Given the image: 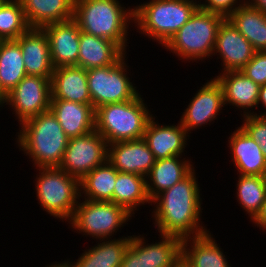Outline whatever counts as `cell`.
<instances>
[{"label": "cell", "instance_id": "cell-1", "mask_svg": "<svg viewBox=\"0 0 266 267\" xmlns=\"http://www.w3.org/2000/svg\"><path fill=\"white\" fill-rule=\"evenodd\" d=\"M195 170L151 201L153 227L161 235L185 239L209 232L201 221L203 200Z\"/></svg>", "mask_w": 266, "mask_h": 267}, {"label": "cell", "instance_id": "cell-2", "mask_svg": "<svg viewBox=\"0 0 266 267\" xmlns=\"http://www.w3.org/2000/svg\"><path fill=\"white\" fill-rule=\"evenodd\" d=\"M119 0H75L73 20L80 30L115 42L125 53L129 25L134 24V8ZM128 33V34H127Z\"/></svg>", "mask_w": 266, "mask_h": 267}, {"label": "cell", "instance_id": "cell-3", "mask_svg": "<svg viewBox=\"0 0 266 267\" xmlns=\"http://www.w3.org/2000/svg\"><path fill=\"white\" fill-rule=\"evenodd\" d=\"M20 127L15 144L33 161V166L58 167L69 138L51 110L27 120Z\"/></svg>", "mask_w": 266, "mask_h": 267}, {"label": "cell", "instance_id": "cell-4", "mask_svg": "<svg viewBox=\"0 0 266 267\" xmlns=\"http://www.w3.org/2000/svg\"><path fill=\"white\" fill-rule=\"evenodd\" d=\"M198 0H149L134 6L136 32L163 47L199 7Z\"/></svg>", "mask_w": 266, "mask_h": 267}, {"label": "cell", "instance_id": "cell-5", "mask_svg": "<svg viewBox=\"0 0 266 267\" xmlns=\"http://www.w3.org/2000/svg\"><path fill=\"white\" fill-rule=\"evenodd\" d=\"M142 96L139 94L133 100L105 104L95 109V131L108 144L143 138L153 114Z\"/></svg>", "mask_w": 266, "mask_h": 267}, {"label": "cell", "instance_id": "cell-6", "mask_svg": "<svg viewBox=\"0 0 266 267\" xmlns=\"http://www.w3.org/2000/svg\"><path fill=\"white\" fill-rule=\"evenodd\" d=\"M226 17L199 7L164 45L181 60L196 62L212 57L219 27ZM190 60V61H189Z\"/></svg>", "mask_w": 266, "mask_h": 267}, {"label": "cell", "instance_id": "cell-7", "mask_svg": "<svg viewBox=\"0 0 266 267\" xmlns=\"http://www.w3.org/2000/svg\"><path fill=\"white\" fill-rule=\"evenodd\" d=\"M38 204L55 219L70 222L80 199V181L58 167L35 168Z\"/></svg>", "mask_w": 266, "mask_h": 267}, {"label": "cell", "instance_id": "cell-8", "mask_svg": "<svg viewBox=\"0 0 266 267\" xmlns=\"http://www.w3.org/2000/svg\"><path fill=\"white\" fill-rule=\"evenodd\" d=\"M69 224L74 232L92 239H112L133 215L124 207L110 201L79 199ZM76 230V231H75ZM83 232V233H82Z\"/></svg>", "mask_w": 266, "mask_h": 267}, {"label": "cell", "instance_id": "cell-9", "mask_svg": "<svg viewBox=\"0 0 266 267\" xmlns=\"http://www.w3.org/2000/svg\"><path fill=\"white\" fill-rule=\"evenodd\" d=\"M125 54L114 65L86 70L87 84L94 109L105 104L135 99L140 93L129 77Z\"/></svg>", "mask_w": 266, "mask_h": 267}, {"label": "cell", "instance_id": "cell-10", "mask_svg": "<svg viewBox=\"0 0 266 267\" xmlns=\"http://www.w3.org/2000/svg\"><path fill=\"white\" fill-rule=\"evenodd\" d=\"M158 236L159 242L146 243L145 236L132 235L120 267H178L181 264L182 239L171 235Z\"/></svg>", "mask_w": 266, "mask_h": 267}, {"label": "cell", "instance_id": "cell-11", "mask_svg": "<svg viewBox=\"0 0 266 267\" xmlns=\"http://www.w3.org/2000/svg\"><path fill=\"white\" fill-rule=\"evenodd\" d=\"M108 160V143L93 130L68 140L67 148L58 168L79 181L94 168Z\"/></svg>", "mask_w": 266, "mask_h": 267}, {"label": "cell", "instance_id": "cell-12", "mask_svg": "<svg viewBox=\"0 0 266 267\" xmlns=\"http://www.w3.org/2000/svg\"><path fill=\"white\" fill-rule=\"evenodd\" d=\"M51 82L47 77L26 75L8 94L6 105L13 109L21 126L27 120L50 110Z\"/></svg>", "mask_w": 266, "mask_h": 267}, {"label": "cell", "instance_id": "cell-13", "mask_svg": "<svg viewBox=\"0 0 266 267\" xmlns=\"http://www.w3.org/2000/svg\"><path fill=\"white\" fill-rule=\"evenodd\" d=\"M201 85L182 112L179 121L188 134L202 126L205 127L204 125L210 126V123L215 122L218 115L225 110L223 91L218 81L213 77Z\"/></svg>", "mask_w": 266, "mask_h": 267}, {"label": "cell", "instance_id": "cell-14", "mask_svg": "<svg viewBox=\"0 0 266 267\" xmlns=\"http://www.w3.org/2000/svg\"><path fill=\"white\" fill-rule=\"evenodd\" d=\"M255 52L252 44L225 18L219 27L212 54L220 56H217V59H221L220 73L241 71Z\"/></svg>", "mask_w": 266, "mask_h": 267}, {"label": "cell", "instance_id": "cell-15", "mask_svg": "<svg viewBox=\"0 0 266 267\" xmlns=\"http://www.w3.org/2000/svg\"><path fill=\"white\" fill-rule=\"evenodd\" d=\"M155 115L151 117L146 125L143 139L156 160L183 156L190 135L180 124L165 125L157 122Z\"/></svg>", "mask_w": 266, "mask_h": 267}, {"label": "cell", "instance_id": "cell-16", "mask_svg": "<svg viewBox=\"0 0 266 267\" xmlns=\"http://www.w3.org/2000/svg\"><path fill=\"white\" fill-rule=\"evenodd\" d=\"M108 161L118 172L146 177L156 159L142 138L108 144Z\"/></svg>", "mask_w": 266, "mask_h": 267}, {"label": "cell", "instance_id": "cell-17", "mask_svg": "<svg viewBox=\"0 0 266 267\" xmlns=\"http://www.w3.org/2000/svg\"><path fill=\"white\" fill-rule=\"evenodd\" d=\"M50 45L54 68L77 65L81 30L73 20L53 23L43 27Z\"/></svg>", "mask_w": 266, "mask_h": 267}, {"label": "cell", "instance_id": "cell-18", "mask_svg": "<svg viewBox=\"0 0 266 267\" xmlns=\"http://www.w3.org/2000/svg\"><path fill=\"white\" fill-rule=\"evenodd\" d=\"M16 41L20 44L26 74L51 79L54 67L43 28H29Z\"/></svg>", "mask_w": 266, "mask_h": 267}, {"label": "cell", "instance_id": "cell-19", "mask_svg": "<svg viewBox=\"0 0 266 267\" xmlns=\"http://www.w3.org/2000/svg\"><path fill=\"white\" fill-rule=\"evenodd\" d=\"M220 84L224 104L237 107L241 116L253 115L257 108L260 85L248 78L242 71L223 72L215 76ZM252 108V109H251ZM252 111V112H251Z\"/></svg>", "mask_w": 266, "mask_h": 267}, {"label": "cell", "instance_id": "cell-20", "mask_svg": "<svg viewBox=\"0 0 266 267\" xmlns=\"http://www.w3.org/2000/svg\"><path fill=\"white\" fill-rule=\"evenodd\" d=\"M228 139L237 175L266 176V158L254 139L239 126Z\"/></svg>", "mask_w": 266, "mask_h": 267}, {"label": "cell", "instance_id": "cell-21", "mask_svg": "<svg viewBox=\"0 0 266 267\" xmlns=\"http://www.w3.org/2000/svg\"><path fill=\"white\" fill-rule=\"evenodd\" d=\"M211 232L182 239L181 264L184 267H231Z\"/></svg>", "mask_w": 266, "mask_h": 267}, {"label": "cell", "instance_id": "cell-22", "mask_svg": "<svg viewBox=\"0 0 266 267\" xmlns=\"http://www.w3.org/2000/svg\"><path fill=\"white\" fill-rule=\"evenodd\" d=\"M50 110L69 139L95 130V109L92 104L51 99Z\"/></svg>", "mask_w": 266, "mask_h": 267}, {"label": "cell", "instance_id": "cell-23", "mask_svg": "<svg viewBox=\"0 0 266 267\" xmlns=\"http://www.w3.org/2000/svg\"><path fill=\"white\" fill-rule=\"evenodd\" d=\"M50 82L51 99L92 104L86 69L76 65L54 68Z\"/></svg>", "mask_w": 266, "mask_h": 267}, {"label": "cell", "instance_id": "cell-24", "mask_svg": "<svg viewBox=\"0 0 266 267\" xmlns=\"http://www.w3.org/2000/svg\"><path fill=\"white\" fill-rule=\"evenodd\" d=\"M181 157L184 156H174L155 161L146 176L147 194L151 201L158 194L173 187L195 168L191 159H182Z\"/></svg>", "mask_w": 266, "mask_h": 267}, {"label": "cell", "instance_id": "cell-25", "mask_svg": "<svg viewBox=\"0 0 266 267\" xmlns=\"http://www.w3.org/2000/svg\"><path fill=\"white\" fill-rule=\"evenodd\" d=\"M126 53L113 41L81 31L76 66L86 70L114 65Z\"/></svg>", "mask_w": 266, "mask_h": 267}, {"label": "cell", "instance_id": "cell-26", "mask_svg": "<svg viewBox=\"0 0 266 267\" xmlns=\"http://www.w3.org/2000/svg\"><path fill=\"white\" fill-rule=\"evenodd\" d=\"M30 28L73 19L75 0H20Z\"/></svg>", "mask_w": 266, "mask_h": 267}, {"label": "cell", "instance_id": "cell-27", "mask_svg": "<svg viewBox=\"0 0 266 267\" xmlns=\"http://www.w3.org/2000/svg\"><path fill=\"white\" fill-rule=\"evenodd\" d=\"M131 237L98 240L96 245L80 253L76 262L71 263L74 267H120Z\"/></svg>", "mask_w": 266, "mask_h": 267}, {"label": "cell", "instance_id": "cell-28", "mask_svg": "<svg viewBox=\"0 0 266 267\" xmlns=\"http://www.w3.org/2000/svg\"><path fill=\"white\" fill-rule=\"evenodd\" d=\"M255 51H266V13L244 2L228 17Z\"/></svg>", "mask_w": 266, "mask_h": 267}, {"label": "cell", "instance_id": "cell-29", "mask_svg": "<svg viewBox=\"0 0 266 267\" xmlns=\"http://www.w3.org/2000/svg\"><path fill=\"white\" fill-rule=\"evenodd\" d=\"M112 202L124 207L134 216L140 205L150 204L147 194L146 177L134 173L117 171Z\"/></svg>", "mask_w": 266, "mask_h": 267}, {"label": "cell", "instance_id": "cell-30", "mask_svg": "<svg viewBox=\"0 0 266 267\" xmlns=\"http://www.w3.org/2000/svg\"><path fill=\"white\" fill-rule=\"evenodd\" d=\"M117 170L107 160L80 180V198L112 202Z\"/></svg>", "mask_w": 266, "mask_h": 267}, {"label": "cell", "instance_id": "cell-31", "mask_svg": "<svg viewBox=\"0 0 266 267\" xmlns=\"http://www.w3.org/2000/svg\"><path fill=\"white\" fill-rule=\"evenodd\" d=\"M20 44L16 40L0 41V84L8 94L25 76Z\"/></svg>", "mask_w": 266, "mask_h": 267}, {"label": "cell", "instance_id": "cell-32", "mask_svg": "<svg viewBox=\"0 0 266 267\" xmlns=\"http://www.w3.org/2000/svg\"><path fill=\"white\" fill-rule=\"evenodd\" d=\"M236 197L250 221L260 211L266 198V176L238 175Z\"/></svg>", "mask_w": 266, "mask_h": 267}, {"label": "cell", "instance_id": "cell-33", "mask_svg": "<svg viewBox=\"0 0 266 267\" xmlns=\"http://www.w3.org/2000/svg\"><path fill=\"white\" fill-rule=\"evenodd\" d=\"M30 26L20 0H6L0 7V41L16 40Z\"/></svg>", "mask_w": 266, "mask_h": 267}, {"label": "cell", "instance_id": "cell-34", "mask_svg": "<svg viewBox=\"0 0 266 267\" xmlns=\"http://www.w3.org/2000/svg\"><path fill=\"white\" fill-rule=\"evenodd\" d=\"M241 128L261 147L266 158V116L245 115Z\"/></svg>", "mask_w": 266, "mask_h": 267}, {"label": "cell", "instance_id": "cell-35", "mask_svg": "<svg viewBox=\"0 0 266 267\" xmlns=\"http://www.w3.org/2000/svg\"><path fill=\"white\" fill-rule=\"evenodd\" d=\"M241 71L260 86L266 84V51H256Z\"/></svg>", "mask_w": 266, "mask_h": 267}, {"label": "cell", "instance_id": "cell-36", "mask_svg": "<svg viewBox=\"0 0 266 267\" xmlns=\"http://www.w3.org/2000/svg\"><path fill=\"white\" fill-rule=\"evenodd\" d=\"M199 0V8L208 12L219 13L226 18L237 8L240 7L245 0Z\"/></svg>", "mask_w": 266, "mask_h": 267}, {"label": "cell", "instance_id": "cell-37", "mask_svg": "<svg viewBox=\"0 0 266 267\" xmlns=\"http://www.w3.org/2000/svg\"><path fill=\"white\" fill-rule=\"evenodd\" d=\"M250 222H252L254 225L256 224L259 229L261 228V230L266 232V198L263 205L261 206L260 211Z\"/></svg>", "mask_w": 266, "mask_h": 267}, {"label": "cell", "instance_id": "cell-38", "mask_svg": "<svg viewBox=\"0 0 266 267\" xmlns=\"http://www.w3.org/2000/svg\"><path fill=\"white\" fill-rule=\"evenodd\" d=\"M262 107L265 108V112L263 113H254V115H257V116H266V84H263L260 86V90H259V97H258V101H257V110H258V107H260V105ZM259 105V106H258Z\"/></svg>", "mask_w": 266, "mask_h": 267}, {"label": "cell", "instance_id": "cell-39", "mask_svg": "<svg viewBox=\"0 0 266 267\" xmlns=\"http://www.w3.org/2000/svg\"><path fill=\"white\" fill-rule=\"evenodd\" d=\"M245 2L266 13V0H245Z\"/></svg>", "mask_w": 266, "mask_h": 267}, {"label": "cell", "instance_id": "cell-40", "mask_svg": "<svg viewBox=\"0 0 266 267\" xmlns=\"http://www.w3.org/2000/svg\"><path fill=\"white\" fill-rule=\"evenodd\" d=\"M45 267H74L73 264L71 263L70 259L68 260H64V261H60V262H54L48 266Z\"/></svg>", "mask_w": 266, "mask_h": 267}, {"label": "cell", "instance_id": "cell-41", "mask_svg": "<svg viewBox=\"0 0 266 267\" xmlns=\"http://www.w3.org/2000/svg\"><path fill=\"white\" fill-rule=\"evenodd\" d=\"M7 101V94L4 92L0 84V107L5 106Z\"/></svg>", "mask_w": 266, "mask_h": 267}, {"label": "cell", "instance_id": "cell-42", "mask_svg": "<svg viewBox=\"0 0 266 267\" xmlns=\"http://www.w3.org/2000/svg\"><path fill=\"white\" fill-rule=\"evenodd\" d=\"M6 0H0V7Z\"/></svg>", "mask_w": 266, "mask_h": 267}]
</instances>
